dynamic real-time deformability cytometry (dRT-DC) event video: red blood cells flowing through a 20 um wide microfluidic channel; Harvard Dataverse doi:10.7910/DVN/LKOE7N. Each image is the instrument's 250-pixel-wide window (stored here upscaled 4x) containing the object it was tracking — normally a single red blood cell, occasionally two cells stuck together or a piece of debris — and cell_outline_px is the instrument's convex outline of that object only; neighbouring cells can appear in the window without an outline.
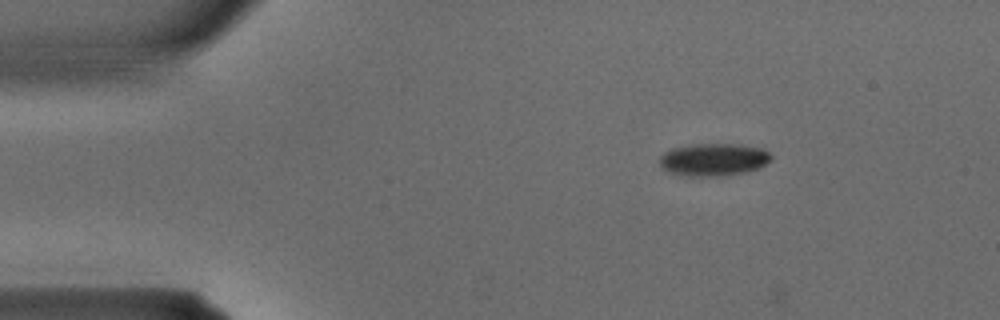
{"species": "common noctule bat (a hibernating species)", "species_latin": "Nyctalus noctula", "temperature_condition": "warm", "stored_images_in_passage": 31, "camera_frame_rate_fps": 3000, "um_per_image_px": 0.085, "animal": {"sex": "male", "body_mass_g": 15.6}, "frame": {"image": 1, "passage_image": 1, "time_ms": 0.0, "image_size_px": [1000, 320], "cell_outline_px": [[772, 160], [748, 172], [724, 176], [688, 176], [668, 172], [660, 168], [660, 156], [664, 152], [672, 148], [688, 144], [744, 144], [764, 148], [772, 156]], "centroid_in_image_um": [60.65, 13.56], "position_along_channel_um": 24.4, "area_um2": 21.56}}
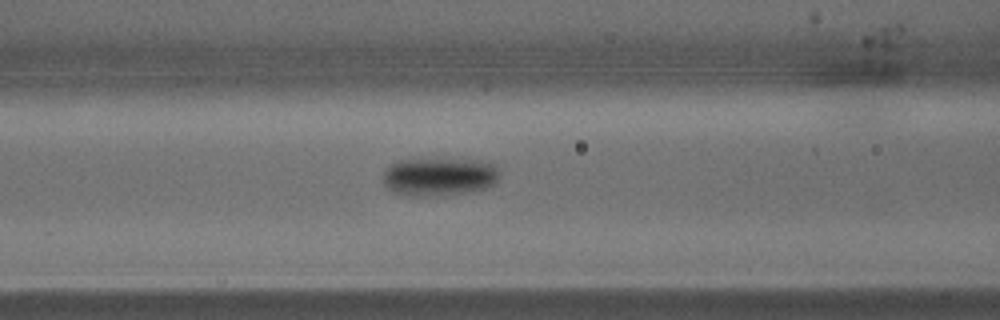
{"frame": {"image": 2, "passage_image": 10, "time_ms": 3.0, "image_size_px": [1000, 320], "cell_outline_px": [[500, 176], [492, 184], [484, 188], [464, 192], [428, 196], [404, 196], [392, 192], [384, 184], [384, 168], [396, 160], [480, 160], [496, 164], [500, 172]], "centroid_in_image_um": [37.3, 15.01], "position_along_channel_um": 129.3, "area_um2": 25.84}}
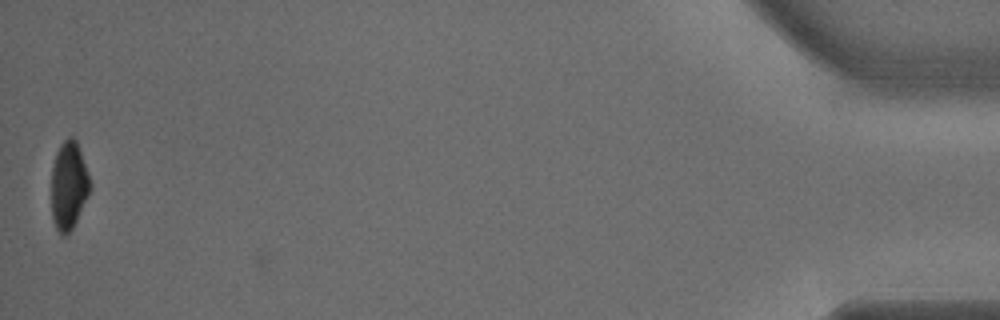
{"frame": {"image": 3, "passage_image": 31, "time_ms": 10.0, "image_size_px": [1000, 320], "cell_outline_px": [[92, 188], [68, 236], [60, 236], [52, 220], [52, 168], [56, 152], [60, 144], [68, 136], [72, 136], [76, 140], [92, 184]], "centroid_in_image_um": [5.84, 15.79], "position_along_channel_um": 429.4, "area_um2": 19.94}}